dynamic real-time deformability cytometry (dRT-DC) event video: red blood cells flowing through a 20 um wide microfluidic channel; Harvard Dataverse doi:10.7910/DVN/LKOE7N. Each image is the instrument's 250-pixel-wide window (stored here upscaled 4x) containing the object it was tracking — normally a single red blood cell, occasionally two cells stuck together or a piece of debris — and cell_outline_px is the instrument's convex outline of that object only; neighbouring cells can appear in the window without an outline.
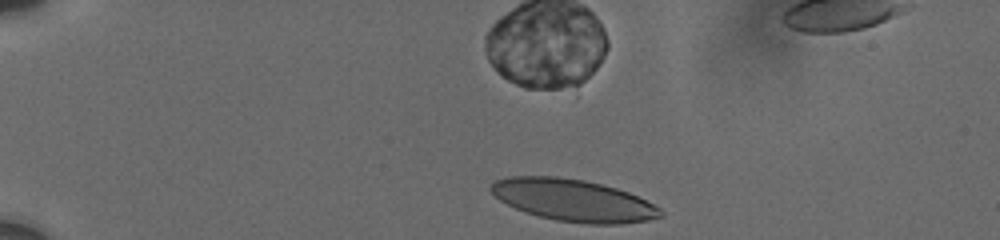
{"species": "human", "species_latin": "Homo sapiens", "temperature_condition": "cold", "stored_images_in_passage": 5, "camera_frame_rate_fps": 3000, "um_per_image_px": 0.085, "donor": {"sex": "male"}, "frame": {"image": 1, "passage_image": 1, "time_ms": 0.0, "image_size_px": [1000, 240], "cell_outline_px": [[664, 216], [648, 220], [620, 224], [588, 224], [556, 220], [524, 212], [500, 200], [488, 188], [496, 180], [508, 176], [556, 176], [584, 180], [616, 188], [628, 192], [660, 208], [664, 212]], "centroid_in_image_um": [48.73, 17.02], "position_along_channel_um": 36.3, "area_um2": 41.27}}